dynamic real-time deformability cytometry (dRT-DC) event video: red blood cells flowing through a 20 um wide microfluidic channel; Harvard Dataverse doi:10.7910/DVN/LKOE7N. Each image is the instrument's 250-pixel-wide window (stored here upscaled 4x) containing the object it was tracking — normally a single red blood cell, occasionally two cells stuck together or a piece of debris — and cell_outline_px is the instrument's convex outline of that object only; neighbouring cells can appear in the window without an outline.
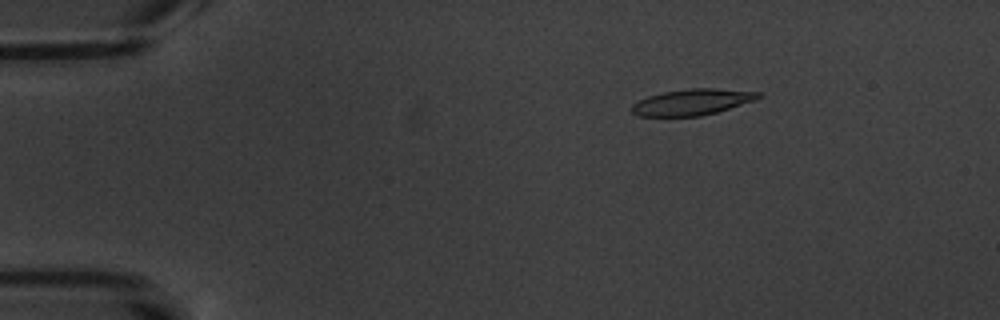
{"species": "common noctule bat (a hibernating species)", "species_latin": "Nyctalus noctula", "temperature_condition": "warm", "stored_images_in_passage": 6, "camera_frame_rate_fps": 3000, "um_per_image_px": 0.085, "animal": {"sex": "male", "body_mass_g": 20.1, "forearm_length_mm": 53.5}, "frame": {"image": 1, "passage_image": 3, "time_ms": 2.333, "image_size_px": [1000, 320], "cell_outline_px": [[760, 96], [756, 100], [716, 112], [700, 116], [640, 116], [632, 112], [632, 104], [648, 96], [664, 92], [688, 88], [716, 88], [760, 92]], "centroid_in_image_um": [58.84, 8.67], "position_along_channel_um": 26.2, "area_um2": 19.07}}